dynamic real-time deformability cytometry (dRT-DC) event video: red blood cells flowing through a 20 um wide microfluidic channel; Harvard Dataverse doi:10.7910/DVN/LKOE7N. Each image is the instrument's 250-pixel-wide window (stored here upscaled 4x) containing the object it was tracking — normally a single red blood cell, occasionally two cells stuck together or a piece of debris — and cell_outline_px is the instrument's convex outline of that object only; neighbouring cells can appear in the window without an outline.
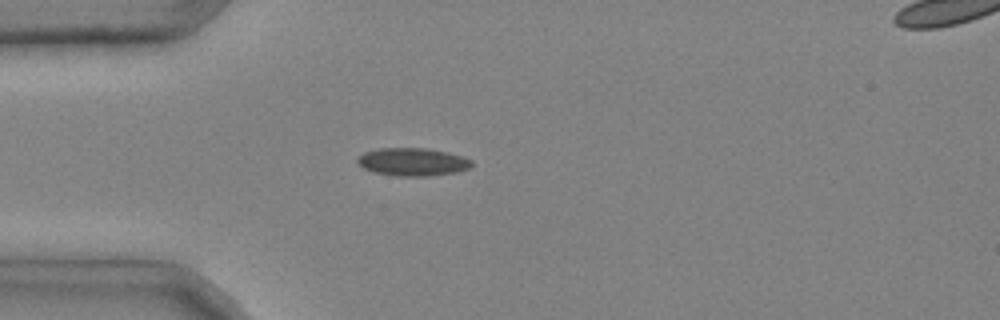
{"species": "common noctule bat (a hibernating species)", "species_latin": "Nyctalus noctula", "temperature_condition": "cold", "stored_images_in_passage": 3, "camera_frame_rate_fps": 3000, "um_per_image_px": 0.085, "animal": {"sex": "male", "body_mass_g": 20.4}, "frame": {"image": 1, "passage_image": 3, "time_ms": 0.667, "image_size_px": [1000, 320], "cell_outline_px": [[472, 164], [468, 168], [456, 172], [428, 176], [396, 176], [372, 172], [364, 168], [356, 160], [364, 152], [376, 148], [428, 148], [448, 152], [472, 160]], "centroid_in_image_um": [35.05, 13.76], "position_along_channel_um": 49.9, "area_um2": 18.55}}